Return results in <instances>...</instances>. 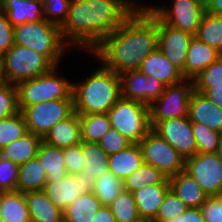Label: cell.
<instances>
[{"instance_id": "25", "label": "cell", "mask_w": 222, "mask_h": 222, "mask_svg": "<svg viewBox=\"0 0 222 222\" xmlns=\"http://www.w3.org/2000/svg\"><path fill=\"white\" fill-rule=\"evenodd\" d=\"M144 164L142 152L138 144H132L120 152L109 155V171L124 180Z\"/></svg>"}, {"instance_id": "17", "label": "cell", "mask_w": 222, "mask_h": 222, "mask_svg": "<svg viewBox=\"0 0 222 222\" xmlns=\"http://www.w3.org/2000/svg\"><path fill=\"white\" fill-rule=\"evenodd\" d=\"M221 56V52L208 46L194 35L187 50L184 69L181 72L185 79L194 80L203 70L217 61Z\"/></svg>"}, {"instance_id": "1", "label": "cell", "mask_w": 222, "mask_h": 222, "mask_svg": "<svg viewBox=\"0 0 222 222\" xmlns=\"http://www.w3.org/2000/svg\"><path fill=\"white\" fill-rule=\"evenodd\" d=\"M157 48V16L142 4L91 53L105 68L121 75L138 70Z\"/></svg>"}, {"instance_id": "39", "label": "cell", "mask_w": 222, "mask_h": 222, "mask_svg": "<svg viewBox=\"0 0 222 222\" xmlns=\"http://www.w3.org/2000/svg\"><path fill=\"white\" fill-rule=\"evenodd\" d=\"M187 207L184 202L170 189L163 203L159 206L156 218L152 222H163L181 216Z\"/></svg>"}, {"instance_id": "46", "label": "cell", "mask_w": 222, "mask_h": 222, "mask_svg": "<svg viewBox=\"0 0 222 222\" xmlns=\"http://www.w3.org/2000/svg\"><path fill=\"white\" fill-rule=\"evenodd\" d=\"M200 210L205 222H222V195L209 196Z\"/></svg>"}, {"instance_id": "51", "label": "cell", "mask_w": 222, "mask_h": 222, "mask_svg": "<svg viewBox=\"0 0 222 222\" xmlns=\"http://www.w3.org/2000/svg\"><path fill=\"white\" fill-rule=\"evenodd\" d=\"M205 6L206 12L222 16V0H207Z\"/></svg>"}, {"instance_id": "52", "label": "cell", "mask_w": 222, "mask_h": 222, "mask_svg": "<svg viewBox=\"0 0 222 222\" xmlns=\"http://www.w3.org/2000/svg\"><path fill=\"white\" fill-rule=\"evenodd\" d=\"M8 83L7 77L5 75V68H4V59L3 56L0 55V86Z\"/></svg>"}, {"instance_id": "24", "label": "cell", "mask_w": 222, "mask_h": 222, "mask_svg": "<svg viewBox=\"0 0 222 222\" xmlns=\"http://www.w3.org/2000/svg\"><path fill=\"white\" fill-rule=\"evenodd\" d=\"M24 194L32 222H64L63 211L43 191Z\"/></svg>"}, {"instance_id": "31", "label": "cell", "mask_w": 222, "mask_h": 222, "mask_svg": "<svg viewBox=\"0 0 222 222\" xmlns=\"http://www.w3.org/2000/svg\"><path fill=\"white\" fill-rule=\"evenodd\" d=\"M101 206L92 192L84 193L63 211L64 222H92Z\"/></svg>"}, {"instance_id": "28", "label": "cell", "mask_w": 222, "mask_h": 222, "mask_svg": "<svg viewBox=\"0 0 222 222\" xmlns=\"http://www.w3.org/2000/svg\"><path fill=\"white\" fill-rule=\"evenodd\" d=\"M41 142L42 138L40 136L28 132L1 149L0 155L14 162L16 165H21L36 157Z\"/></svg>"}, {"instance_id": "36", "label": "cell", "mask_w": 222, "mask_h": 222, "mask_svg": "<svg viewBox=\"0 0 222 222\" xmlns=\"http://www.w3.org/2000/svg\"><path fill=\"white\" fill-rule=\"evenodd\" d=\"M117 222H142L137 210L134 195L130 191L123 192L109 205Z\"/></svg>"}, {"instance_id": "30", "label": "cell", "mask_w": 222, "mask_h": 222, "mask_svg": "<svg viewBox=\"0 0 222 222\" xmlns=\"http://www.w3.org/2000/svg\"><path fill=\"white\" fill-rule=\"evenodd\" d=\"M47 174L37 157L19 165L17 191L22 193L43 191Z\"/></svg>"}, {"instance_id": "8", "label": "cell", "mask_w": 222, "mask_h": 222, "mask_svg": "<svg viewBox=\"0 0 222 222\" xmlns=\"http://www.w3.org/2000/svg\"><path fill=\"white\" fill-rule=\"evenodd\" d=\"M194 88V80L166 86L161 96L149 106L150 125L172 118L189 116V101Z\"/></svg>"}, {"instance_id": "50", "label": "cell", "mask_w": 222, "mask_h": 222, "mask_svg": "<svg viewBox=\"0 0 222 222\" xmlns=\"http://www.w3.org/2000/svg\"><path fill=\"white\" fill-rule=\"evenodd\" d=\"M92 222H117L109 206L102 205Z\"/></svg>"}, {"instance_id": "21", "label": "cell", "mask_w": 222, "mask_h": 222, "mask_svg": "<svg viewBox=\"0 0 222 222\" xmlns=\"http://www.w3.org/2000/svg\"><path fill=\"white\" fill-rule=\"evenodd\" d=\"M170 184H154L133 192L138 214L142 221L152 222L163 203Z\"/></svg>"}, {"instance_id": "53", "label": "cell", "mask_w": 222, "mask_h": 222, "mask_svg": "<svg viewBox=\"0 0 222 222\" xmlns=\"http://www.w3.org/2000/svg\"><path fill=\"white\" fill-rule=\"evenodd\" d=\"M217 155L219 156V158H220L221 161H222V138H221V141H220L218 150H217Z\"/></svg>"}, {"instance_id": "15", "label": "cell", "mask_w": 222, "mask_h": 222, "mask_svg": "<svg viewBox=\"0 0 222 222\" xmlns=\"http://www.w3.org/2000/svg\"><path fill=\"white\" fill-rule=\"evenodd\" d=\"M158 49L178 67L184 69L187 50L194 35L163 23L157 17Z\"/></svg>"}, {"instance_id": "32", "label": "cell", "mask_w": 222, "mask_h": 222, "mask_svg": "<svg viewBox=\"0 0 222 222\" xmlns=\"http://www.w3.org/2000/svg\"><path fill=\"white\" fill-rule=\"evenodd\" d=\"M154 184H169V178L154 166L146 163L123 180L124 190L131 193Z\"/></svg>"}, {"instance_id": "27", "label": "cell", "mask_w": 222, "mask_h": 222, "mask_svg": "<svg viewBox=\"0 0 222 222\" xmlns=\"http://www.w3.org/2000/svg\"><path fill=\"white\" fill-rule=\"evenodd\" d=\"M0 216L4 222H32L25 194L0 192Z\"/></svg>"}, {"instance_id": "6", "label": "cell", "mask_w": 222, "mask_h": 222, "mask_svg": "<svg viewBox=\"0 0 222 222\" xmlns=\"http://www.w3.org/2000/svg\"><path fill=\"white\" fill-rule=\"evenodd\" d=\"M107 115L111 127L133 144H138L152 130L149 106L145 103L121 97Z\"/></svg>"}, {"instance_id": "11", "label": "cell", "mask_w": 222, "mask_h": 222, "mask_svg": "<svg viewBox=\"0 0 222 222\" xmlns=\"http://www.w3.org/2000/svg\"><path fill=\"white\" fill-rule=\"evenodd\" d=\"M138 145L144 163L154 166L167 178L184 171L185 160L182 156L153 130Z\"/></svg>"}, {"instance_id": "10", "label": "cell", "mask_w": 222, "mask_h": 222, "mask_svg": "<svg viewBox=\"0 0 222 222\" xmlns=\"http://www.w3.org/2000/svg\"><path fill=\"white\" fill-rule=\"evenodd\" d=\"M170 6H147L163 23L196 35L206 13L203 0H172Z\"/></svg>"}, {"instance_id": "35", "label": "cell", "mask_w": 222, "mask_h": 222, "mask_svg": "<svg viewBox=\"0 0 222 222\" xmlns=\"http://www.w3.org/2000/svg\"><path fill=\"white\" fill-rule=\"evenodd\" d=\"M123 190V180L109 171L96 179L92 193L100 200L102 205L109 206Z\"/></svg>"}, {"instance_id": "44", "label": "cell", "mask_w": 222, "mask_h": 222, "mask_svg": "<svg viewBox=\"0 0 222 222\" xmlns=\"http://www.w3.org/2000/svg\"><path fill=\"white\" fill-rule=\"evenodd\" d=\"M99 146L108 154L120 152L131 146L133 143L125 138L116 129L111 128L98 142Z\"/></svg>"}, {"instance_id": "40", "label": "cell", "mask_w": 222, "mask_h": 222, "mask_svg": "<svg viewBox=\"0 0 222 222\" xmlns=\"http://www.w3.org/2000/svg\"><path fill=\"white\" fill-rule=\"evenodd\" d=\"M71 0H43L45 19L59 27L65 22Z\"/></svg>"}, {"instance_id": "26", "label": "cell", "mask_w": 222, "mask_h": 222, "mask_svg": "<svg viewBox=\"0 0 222 222\" xmlns=\"http://www.w3.org/2000/svg\"><path fill=\"white\" fill-rule=\"evenodd\" d=\"M13 27L26 22H37L45 19L43 13V0H17L9 1L3 8Z\"/></svg>"}, {"instance_id": "16", "label": "cell", "mask_w": 222, "mask_h": 222, "mask_svg": "<svg viewBox=\"0 0 222 222\" xmlns=\"http://www.w3.org/2000/svg\"><path fill=\"white\" fill-rule=\"evenodd\" d=\"M82 156L84 169L74 174L79 179L82 193L92 192L96 179L109 172V155L99 146L98 143L82 142Z\"/></svg>"}, {"instance_id": "2", "label": "cell", "mask_w": 222, "mask_h": 222, "mask_svg": "<svg viewBox=\"0 0 222 222\" xmlns=\"http://www.w3.org/2000/svg\"><path fill=\"white\" fill-rule=\"evenodd\" d=\"M139 6L131 0H71L62 37L68 46L92 52Z\"/></svg>"}, {"instance_id": "54", "label": "cell", "mask_w": 222, "mask_h": 222, "mask_svg": "<svg viewBox=\"0 0 222 222\" xmlns=\"http://www.w3.org/2000/svg\"><path fill=\"white\" fill-rule=\"evenodd\" d=\"M9 1H17V0H0L1 9H2Z\"/></svg>"}, {"instance_id": "29", "label": "cell", "mask_w": 222, "mask_h": 222, "mask_svg": "<svg viewBox=\"0 0 222 222\" xmlns=\"http://www.w3.org/2000/svg\"><path fill=\"white\" fill-rule=\"evenodd\" d=\"M36 157L47 174V182H56L68 175L65 169L63 149L50 146L42 141Z\"/></svg>"}, {"instance_id": "42", "label": "cell", "mask_w": 222, "mask_h": 222, "mask_svg": "<svg viewBox=\"0 0 222 222\" xmlns=\"http://www.w3.org/2000/svg\"><path fill=\"white\" fill-rule=\"evenodd\" d=\"M222 86V56L194 79V88Z\"/></svg>"}, {"instance_id": "22", "label": "cell", "mask_w": 222, "mask_h": 222, "mask_svg": "<svg viewBox=\"0 0 222 222\" xmlns=\"http://www.w3.org/2000/svg\"><path fill=\"white\" fill-rule=\"evenodd\" d=\"M80 188L79 179H76L74 175L68 174L56 182H47L43 192L56 207L64 211L83 194Z\"/></svg>"}, {"instance_id": "12", "label": "cell", "mask_w": 222, "mask_h": 222, "mask_svg": "<svg viewBox=\"0 0 222 222\" xmlns=\"http://www.w3.org/2000/svg\"><path fill=\"white\" fill-rule=\"evenodd\" d=\"M184 171L208 197L222 195V161L217 153H196L185 160Z\"/></svg>"}, {"instance_id": "7", "label": "cell", "mask_w": 222, "mask_h": 222, "mask_svg": "<svg viewBox=\"0 0 222 222\" xmlns=\"http://www.w3.org/2000/svg\"><path fill=\"white\" fill-rule=\"evenodd\" d=\"M3 59L8 83L14 85L38 77L54 67L44 55L17 44L3 55Z\"/></svg>"}, {"instance_id": "34", "label": "cell", "mask_w": 222, "mask_h": 222, "mask_svg": "<svg viewBox=\"0 0 222 222\" xmlns=\"http://www.w3.org/2000/svg\"><path fill=\"white\" fill-rule=\"evenodd\" d=\"M195 36L222 53V16L206 12Z\"/></svg>"}, {"instance_id": "3", "label": "cell", "mask_w": 222, "mask_h": 222, "mask_svg": "<svg viewBox=\"0 0 222 222\" xmlns=\"http://www.w3.org/2000/svg\"><path fill=\"white\" fill-rule=\"evenodd\" d=\"M74 112L79 115L107 113L121 98V79L103 65L80 83H72Z\"/></svg>"}, {"instance_id": "5", "label": "cell", "mask_w": 222, "mask_h": 222, "mask_svg": "<svg viewBox=\"0 0 222 222\" xmlns=\"http://www.w3.org/2000/svg\"><path fill=\"white\" fill-rule=\"evenodd\" d=\"M58 66L52 67L48 72L19 82L17 87L18 109L23 111L26 107L44 101L73 99L72 81L57 74Z\"/></svg>"}, {"instance_id": "20", "label": "cell", "mask_w": 222, "mask_h": 222, "mask_svg": "<svg viewBox=\"0 0 222 222\" xmlns=\"http://www.w3.org/2000/svg\"><path fill=\"white\" fill-rule=\"evenodd\" d=\"M42 141L61 149L80 144L82 140L79 114L74 112L67 119L58 122L42 138Z\"/></svg>"}, {"instance_id": "49", "label": "cell", "mask_w": 222, "mask_h": 222, "mask_svg": "<svg viewBox=\"0 0 222 222\" xmlns=\"http://www.w3.org/2000/svg\"><path fill=\"white\" fill-rule=\"evenodd\" d=\"M199 93L204 94L209 100L222 108V86H213L211 88H195Z\"/></svg>"}, {"instance_id": "19", "label": "cell", "mask_w": 222, "mask_h": 222, "mask_svg": "<svg viewBox=\"0 0 222 222\" xmlns=\"http://www.w3.org/2000/svg\"><path fill=\"white\" fill-rule=\"evenodd\" d=\"M138 70L158 79L166 86L177 84L185 79L181 70L173 65L158 48L143 60Z\"/></svg>"}, {"instance_id": "13", "label": "cell", "mask_w": 222, "mask_h": 222, "mask_svg": "<svg viewBox=\"0 0 222 222\" xmlns=\"http://www.w3.org/2000/svg\"><path fill=\"white\" fill-rule=\"evenodd\" d=\"M152 130L167 141L184 160L197 153V146L192 133V122L189 116L157 122Z\"/></svg>"}, {"instance_id": "14", "label": "cell", "mask_w": 222, "mask_h": 222, "mask_svg": "<svg viewBox=\"0 0 222 222\" xmlns=\"http://www.w3.org/2000/svg\"><path fill=\"white\" fill-rule=\"evenodd\" d=\"M120 79L122 98L139 101L148 106L156 101L166 88L164 83L139 70L122 73Z\"/></svg>"}, {"instance_id": "9", "label": "cell", "mask_w": 222, "mask_h": 222, "mask_svg": "<svg viewBox=\"0 0 222 222\" xmlns=\"http://www.w3.org/2000/svg\"><path fill=\"white\" fill-rule=\"evenodd\" d=\"M28 132L43 138L48 131L74 113L73 99L44 101L22 111Z\"/></svg>"}, {"instance_id": "33", "label": "cell", "mask_w": 222, "mask_h": 222, "mask_svg": "<svg viewBox=\"0 0 222 222\" xmlns=\"http://www.w3.org/2000/svg\"><path fill=\"white\" fill-rule=\"evenodd\" d=\"M82 142L98 143L111 127L107 113L79 115Z\"/></svg>"}, {"instance_id": "4", "label": "cell", "mask_w": 222, "mask_h": 222, "mask_svg": "<svg viewBox=\"0 0 222 222\" xmlns=\"http://www.w3.org/2000/svg\"><path fill=\"white\" fill-rule=\"evenodd\" d=\"M14 44L37 51L54 66L60 63L68 46L62 37L60 27L46 19L14 27Z\"/></svg>"}, {"instance_id": "45", "label": "cell", "mask_w": 222, "mask_h": 222, "mask_svg": "<svg viewBox=\"0 0 222 222\" xmlns=\"http://www.w3.org/2000/svg\"><path fill=\"white\" fill-rule=\"evenodd\" d=\"M63 152L67 174L74 175L80 173L85 166L82 156V142L63 149Z\"/></svg>"}, {"instance_id": "41", "label": "cell", "mask_w": 222, "mask_h": 222, "mask_svg": "<svg viewBox=\"0 0 222 222\" xmlns=\"http://www.w3.org/2000/svg\"><path fill=\"white\" fill-rule=\"evenodd\" d=\"M19 112L17 87L6 83L0 86V120L13 116Z\"/></svg>"}, {"instance_id": "37", "label": "cell", "mask_w": 222, "mask_h": 222, "mask_svg": "<svg viewBox=\"0 0 222 222\" xmlns=\"http://www.w3.org/2000/svg\"><path fill=\"white\" fill-rule=\"evenodd\" d=\"M27 133L26 121L21 111L0 120V150Z\"/></svg>"}, {"instance_id": "38", "label": "cell", "mask_w": 222, "mask_h": 222, "mask_svg": "<svg viewBox=\"0 0 222 222\" xmlns=\"http://www.w3.org/2000/svg\"><path fill=\"white\" fill-rule=\"evenodd\" d=\"M192 133L195 138L197 153H217L222 133L209 129L198 122H192Z\"/></svg>"}, {"instance_id": "48", "label": "cell", "mask_w": 222, "mask_h": 222, "mask_svg": "<svg viewBox=\"0 0 222 222\" xmlns=\"http://www.w3.org/2000/svg\"><path fill=\"white\" fill-rule=\"evenodd\" d=\"M163 222H205L200 208H187L179 217Z\"/></svg>"}, {"instance_id": "18", "label": "cell", "mask_w": 222, "mask_h": 222, "mask_svg": "<svg viewBox=\"0 0 222 222\" xmlns=\"http://www.w3.org/2000/svg\"><path fill=\"white\" fill-rule=\"evenodd\" d=\"M189 119L222 133V108L196 90L190 96Z\"/></svg>"}, {"instance_id": "47", "label": "cell", "mask_w": 222, "mask_h": 222, "mask_svg": "<svg viewBox=\"0 0 222 222\" xmlns=\"http://www.w3.org/2000/svg\"><path fill=\"white\" fill-rule=\"evenodd\" d=\"M14 45V27L4 12H0V55L7 53Z\"/></svg>"}, {"instance_id": "43", "label": "cell", "mask_w": 222, "mask_h": 222, "mask_svg": "<svg viewBox=\"0 0 222 222\" xmlns=\"http://www.w3.org/2000/svg\"><path fill=\"white\" fill-rule=\"evenodd\" d=\"M19 165L0 155V192L17 191Z\"/></svg>"}, {"instance_id": "23", "label": "cell", "mask_w": 222, "mask_h": 222, "mask_svg": "<svg viewBox=\"0 0 222 222\" xmlns=\"http://www.w3.org/2000/svg\"><path fill=\"white\" fill-rule=\"evenodd\" d=\"M170 189L179 197L187 208H200L208 195L185 171L169 178Z\"/></svg>"}]
</instances>
